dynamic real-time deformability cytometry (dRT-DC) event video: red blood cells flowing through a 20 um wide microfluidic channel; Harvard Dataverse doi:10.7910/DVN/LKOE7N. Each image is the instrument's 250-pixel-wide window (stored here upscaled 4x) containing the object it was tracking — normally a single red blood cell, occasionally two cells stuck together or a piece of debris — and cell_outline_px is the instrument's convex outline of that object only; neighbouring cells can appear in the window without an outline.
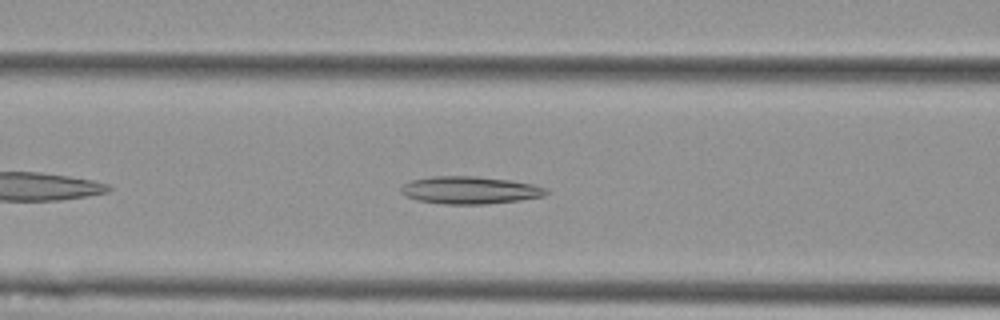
{"species": "Egyptian fruit bat (a non-hibernating species)", "species_latin": "Rousettus aegyptiacus", "temperature_condition": "cold", "stored_images_in_passage": 42, "camera_frame_rate_fps": 3000, "um_per_image_px": 0.085, "animal": {"sex": "female"}, "frame": {"image": 1, "passage_image": 9, "time_ms": 2.667, "image_size_px": [1000, 320], "cell_outline_px": [[552, 192], [544, 196], [520, 200], [488, 204], [444, 204], [420, 200], [404, 196], [400, 192], [400, 188], [404, 184], [412, 180], [432, 176], [476, 176], [508, 180], [532, 184], [548, 188]], "centroid_in_image_um": [39.97, 16.16], "position_along_channel_um": 126.6, "area_um2": 23.35}}
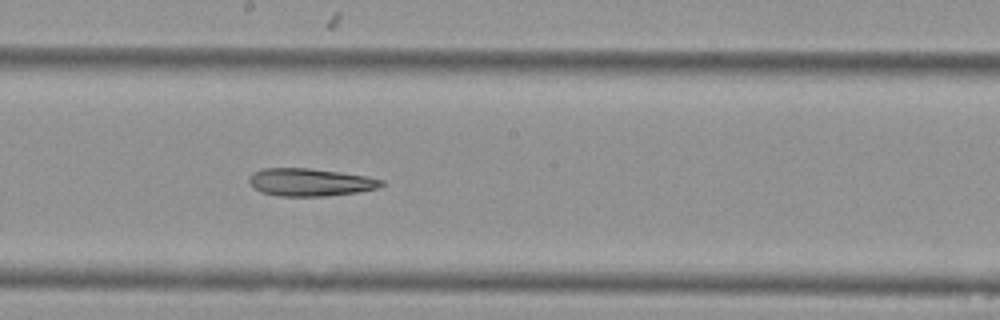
{"frame": {"image": 2, "passage_image": 17, "time_ms": 5.333, "image_size_px": [1000, 320], "cell_outline_px": [[384, 184], [380, 188], [360, 192], [324, 196], [280, 196], [260, 192], [248, 180], [248, 176], [252, 172], [264, 168], [308, 168], [340, 172], [368, 176], [384, 180]], "centroid_in_image_um": [26.4, 15.49], "position_along_channel_um": 221.8, "area_um2": 21.5}}
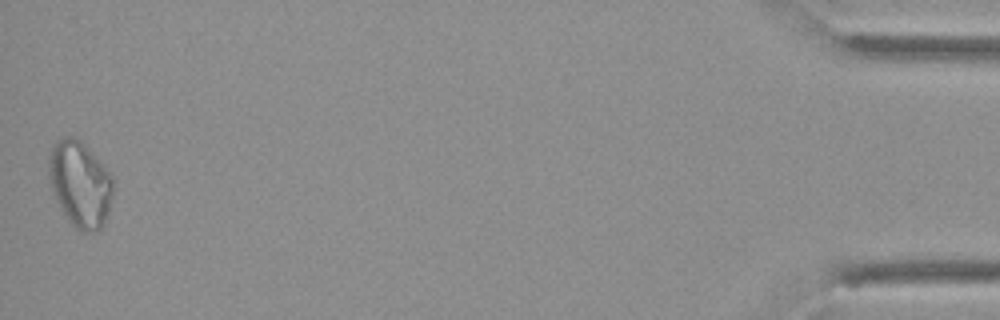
{"frame": {"image": 3, "passage_image": 42, "time_ms": 13.667, "image_size_px": [1000, 320], "cell_outline_px": [[112, 196], [108, 212], [100, 228], [92, 232], [80, 232], [68, 220], [60, 208], [52, 192], [48, 176], [48, 156], [52, 144], [56, 140], [64, 136], [76, 136], [100, 160], [112, 176]], "centroid_in_image_um": [6.76, 15.6], "position_along_channel_um": 428.4, "area_um2": 32.43}}